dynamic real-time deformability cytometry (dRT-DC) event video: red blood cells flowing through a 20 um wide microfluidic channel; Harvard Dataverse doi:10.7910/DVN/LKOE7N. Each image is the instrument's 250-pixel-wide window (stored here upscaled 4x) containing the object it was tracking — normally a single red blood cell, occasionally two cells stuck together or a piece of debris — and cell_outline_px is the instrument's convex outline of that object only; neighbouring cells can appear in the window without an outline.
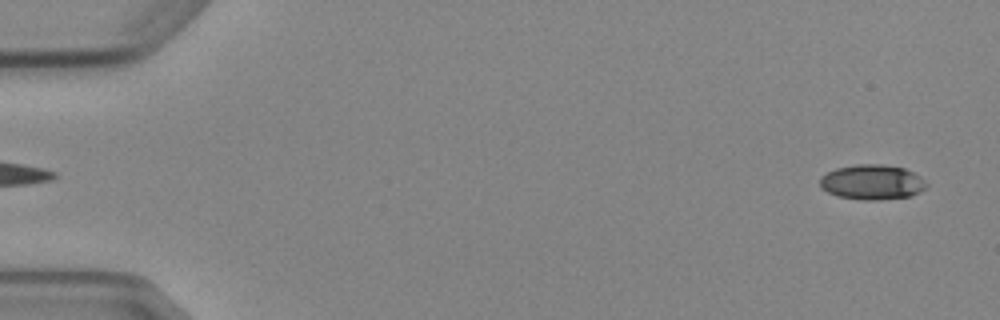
{"species": "Egyptian fruit bat (a non-hibernating species)", "species_latin": "Rousettus aegyptiacus", "temperature_condition": "cold", "stored_images_in_passage": 5, "segment_of_instrument_passage": [2, 2], "camera_frame_rate_fps": 3000, "um_per_image_px": 0.085, "animal": {"sex": "female"}, "frame": {"image": 1, "passage_image": 5, "time_ms": 5.333, "image_size_px": [1000, 320], "cell_outline_px": [[928, 184], [920, 192], [908, 196], [880, 200], [864, 200], [836, 196], [820, 188], [820, 176], [836, 168], [856, 164], [880, 164], [904, 168], [920, 176]], "centroid_in_image_um": [74.1, 15.48], "position_along_channel_um": 10.9, "area_um2": 21.73}}